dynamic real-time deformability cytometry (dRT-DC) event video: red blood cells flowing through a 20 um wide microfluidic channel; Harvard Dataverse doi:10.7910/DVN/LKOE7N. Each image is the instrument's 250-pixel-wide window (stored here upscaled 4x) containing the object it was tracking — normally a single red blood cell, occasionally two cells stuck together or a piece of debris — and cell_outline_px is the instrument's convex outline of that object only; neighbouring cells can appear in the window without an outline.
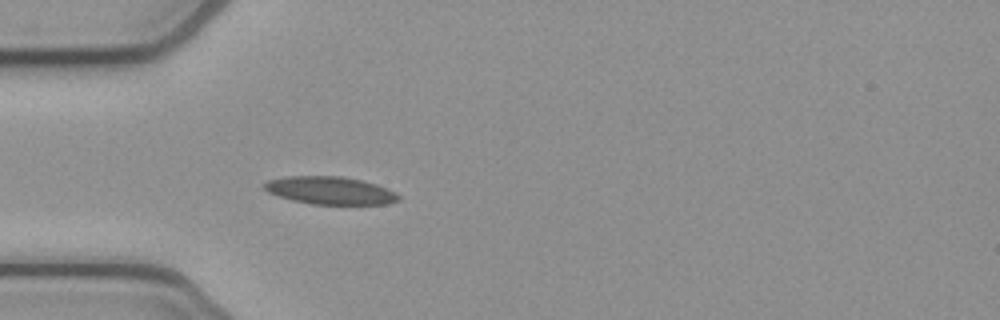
{"species": "common noctule bat (a hibernating species)", "species_latin": "Nyctalus noctula", "temperature_condition": "cold", "stored_images_in_passage": 38, "camera_frame_rate_fps": 3000, "um_per_image_px": 0.085, "animal": {"sex": "female", "body_mass_g": 21.9}, "frame": {"image": 1, "passage_image": 1, "time_ms": 0.0, "image_size_px": [1000, 320], "cell_outline_px": [[400, 200], [388, 204], [312, 204], [292, 200], [268, 192], [260, 184], [268, 180], [288, 176], [340, 176], [360, 180], [376, 184], [396, 192], [400, 196]], "centroid_in_image_um": [28.06, 16.19], "position_along_channel_um": 56.9, "area_um2": 21.68}}
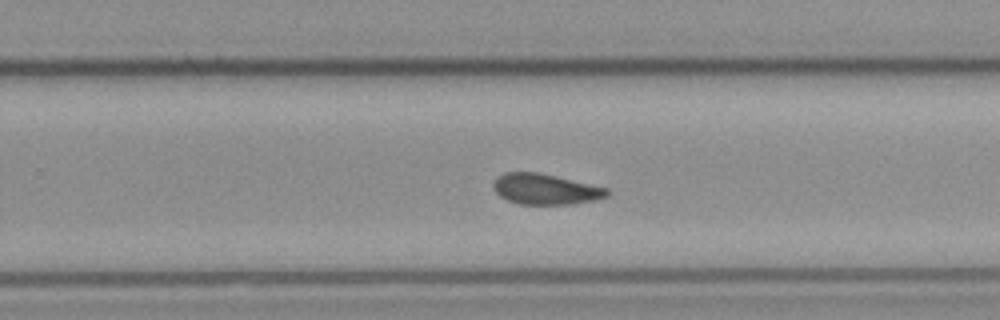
{"frame": {"image": 2, "passage_image": 19, "time_ms": 6.0, "image_size_px": [1000, 320], "cell_outline_px": [[612, 192], [608, 196], [596, 200], [572, 204], [520, 204], [508, 200], [500, 196], [496, 192], [492, 184], [496, 176], [504, 172], [536, 172], [556, 176], [608, 188]], "centroid_in_image_um": [46.37, 16.07], "position_along_channel_um": 283.4, "area_um2": 20.4}}
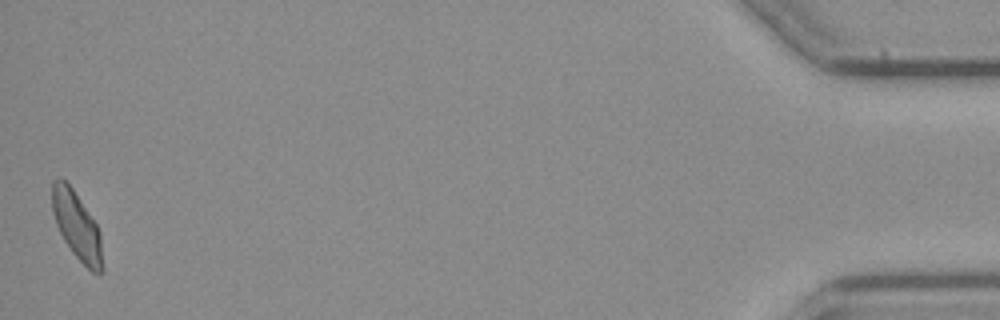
{"frame": {"image": 3, "passage_image": 38, "time_ms": 12.333, "image_size_px": [1000, 320], "cell_outline_px": [[104, 272], [100, 276], [92, 272], [72, 252], [64, 240], [56, 224], [52, 212], [52, 180], [56, 176], [60, 176], [72, 188], [96, 224], [100, 232], [104, 268]], "centroid_in_image_um": [6.54, 19.22], "position_along_channel_um": 428.7, "area_um2": 20.0}, "authors_computed_cell_mechanics": {"area_um2": 20.7791, "velocity_mm_per_s": 3.8458, "shape_relaxation_time_tau1_ms": null, "shape_relaxation_time_tau2_ms": 5.1822, "deformation_change_tau1": null, "deformation_change_tau2": 0.102}}